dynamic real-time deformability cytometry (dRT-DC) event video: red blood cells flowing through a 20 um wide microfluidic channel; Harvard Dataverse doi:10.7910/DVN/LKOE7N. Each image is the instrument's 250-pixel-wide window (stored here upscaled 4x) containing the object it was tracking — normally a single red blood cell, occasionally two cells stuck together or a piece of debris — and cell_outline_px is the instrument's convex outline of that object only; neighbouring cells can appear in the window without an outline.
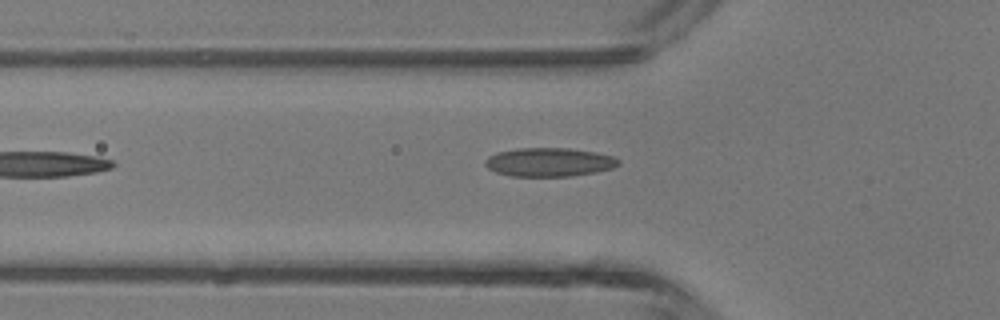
{"species": "common noctule bat (a hibernating species)", "species_latin": "Nyctalus noctula", "temperature_condition": "room temperature", "stored_images_in_passage": 5, "camera_frame_rate_fps": 3000, "um_per_image_px": 0.085, "animal": {"sex": "male", "body_mass_g": 13.3}, "frame": {"image": 1, "passage_image": 5, "time_ms": 4.667, "image_size_px": [1000, 320], "cell_outline_px": [[620, 164], [612, 168], [596, 172], [572, 176], [512, 176], [496, 172], [488, 168], [484, 164], [484, 160], [488, 156], [496, 152], [516, 148], [568, 148], [596, 152], [612, 156], [620, 160]], "centroid_in_image_um": [46.66, 13.78], "position_along_channel_um": 79.1, "area_um2": 22.43}}